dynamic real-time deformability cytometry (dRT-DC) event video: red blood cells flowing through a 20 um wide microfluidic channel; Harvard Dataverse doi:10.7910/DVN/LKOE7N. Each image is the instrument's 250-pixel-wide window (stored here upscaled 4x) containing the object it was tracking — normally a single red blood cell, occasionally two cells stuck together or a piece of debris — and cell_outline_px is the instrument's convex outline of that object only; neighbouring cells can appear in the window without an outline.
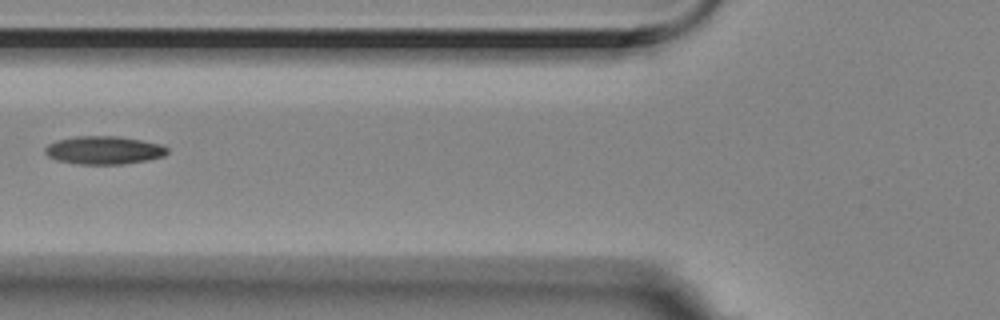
{"species": "Egyptian fruit bat (a non-hibernating species)", "species_latin": "Rousettus aegyptiacus", "temperature_condition": "room temperature", "stored_images_in_passage": 5, "camera_frame_rate_fps": 3000, "um_per_image_px": 0.085, "animal": {"sex": "female"}, "frame": {"image": 1, "passage_image": 5, "time_ms": 1.333, "image_size_px": [1000, 320], "cell_outline_px": [[168, 152], [164, 156], [148, 160], [120, 164], [80, 164], [60, 160], [48, 156], [44, 152], [44, 148], [48, 144], [56, 140], [76, 136], [120, 136], [164, 144], [168, 148]], "centroid_in_image_um": [8.87, 12.75], "position_along_channel_um": 116.9, "area_um2": 20.11}}